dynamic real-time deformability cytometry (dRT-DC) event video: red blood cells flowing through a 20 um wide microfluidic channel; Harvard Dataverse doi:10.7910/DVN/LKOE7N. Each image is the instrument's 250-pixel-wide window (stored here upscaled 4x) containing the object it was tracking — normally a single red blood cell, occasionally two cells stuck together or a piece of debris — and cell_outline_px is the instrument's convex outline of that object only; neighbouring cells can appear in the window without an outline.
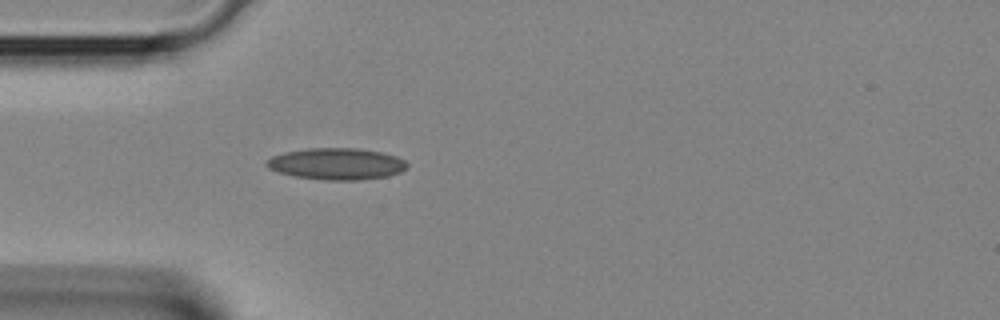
{"species": "Egyptian fruit bat (a non-hibernating species)", "species_latin": "Rousettus aegyptiacus", "temperature_condition": "room temperature", "stored_images_in_passage": 29, "camera_frame_rate_fps": 3000, "um_per_image_px": 0.085, "animal": {"sex": "female"}, "frame": {"image": 1, "passage_image": 4, "time_ms": 1.0, "image_size_px": [1000, 320], "cell_outline_px": [[404, 168], [396, 172], [380, 176], [304, 176], [284, 172], [272, 168], [268, 164], [268, 160], [276, 156], [292, 152], [372, 152], [388, 156], [400, 160], [404, 164]], "centroid_in_image_um": [28.57, 13.94], "position_along_channel_um": 56.4, "area_um2": 20.29}}
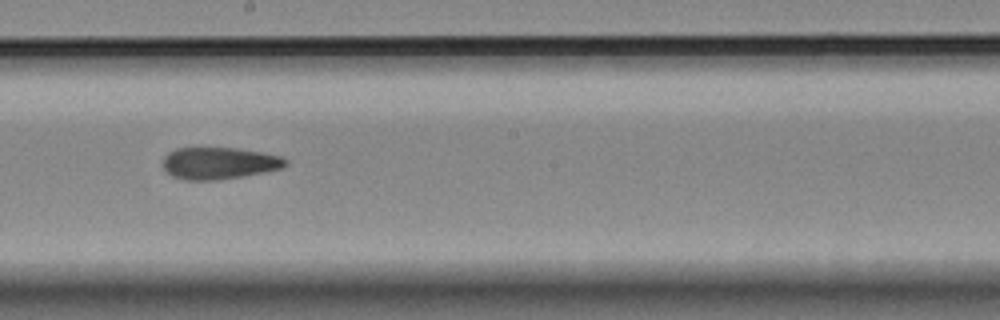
{"frame": {"image": 2, "passage_image": 14, "time_ms": 4.333, "image_size_px": [1000, 320], "cell_outline_px": [[284, 164], [276, 168], [228, 176], [180, 176], [172, 172], [164, 164], [168, 156], [172, 152], [184, 148], [220, 148], [252, 152], [272, 156], [284, 160]], "centroid_in_image_um": [18.58, 13.78], "position_along_channel_um": 229.6, "area_um2": 18.84}}
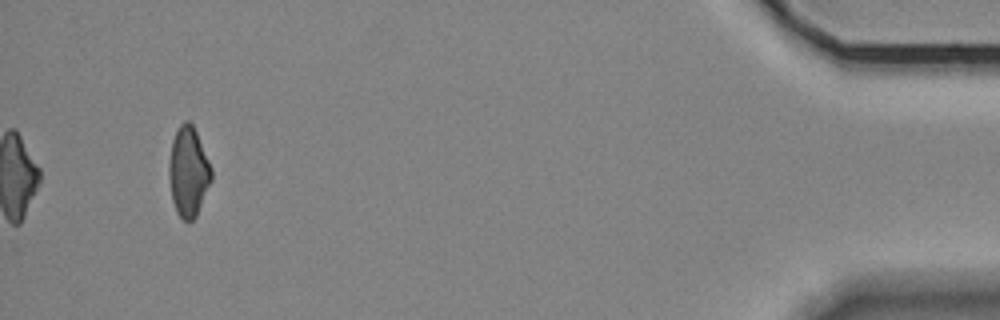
{"frame": {"image": 3, "passage_image": 29, "time_ms": 9.333, "image_size_px": [1000, 320], "cell_outline_px": [[212, 176], [196, 212], [192, 220], [184, 220], [180, 216], [176, 208], [172, 196], [172, 144], [176, 132], [184, 124], [192, 124], [212, 172]], "centroid_in_image_um": [16.04, 14.62], "position_along_channel_um": 419.2, "area_um2": 19.71}}